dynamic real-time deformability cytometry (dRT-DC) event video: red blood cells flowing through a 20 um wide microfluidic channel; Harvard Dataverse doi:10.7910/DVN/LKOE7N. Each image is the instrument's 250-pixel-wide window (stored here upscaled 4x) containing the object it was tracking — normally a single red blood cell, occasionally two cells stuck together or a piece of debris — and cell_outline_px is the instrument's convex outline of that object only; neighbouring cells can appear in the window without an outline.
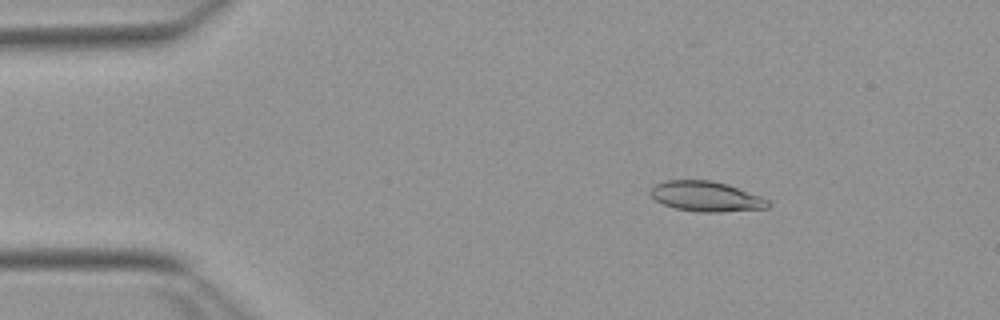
{"species": "Egyptian fruit bat (a non-hibernating species)", "species_latin": "Rousettus aegyptiacus", "temperature_condition": "warm", "stored_images_in_passage": 11, "camera_frame_rate_fps": 3000, "um_per_image_px": 0.085, "animal": {"sex": "female"}, "frame": {"image": 1, "passage_image": 7, "time_ms": 2.0, "image_size_px": [1000, 320], "cell_outline_px": [[772, 204], [768, 208], [720, 212], [700, 212], [676, 208], [664, 204], [656, 200], [648, 192], [652, 184], [668, 180], [712, 180], [728, 184], [760, 196], [768, 200]], "centroid_in_image_um": [60.01, 16.69], "position_along_channel_um": 25.0, "area_um2": 20.75}}